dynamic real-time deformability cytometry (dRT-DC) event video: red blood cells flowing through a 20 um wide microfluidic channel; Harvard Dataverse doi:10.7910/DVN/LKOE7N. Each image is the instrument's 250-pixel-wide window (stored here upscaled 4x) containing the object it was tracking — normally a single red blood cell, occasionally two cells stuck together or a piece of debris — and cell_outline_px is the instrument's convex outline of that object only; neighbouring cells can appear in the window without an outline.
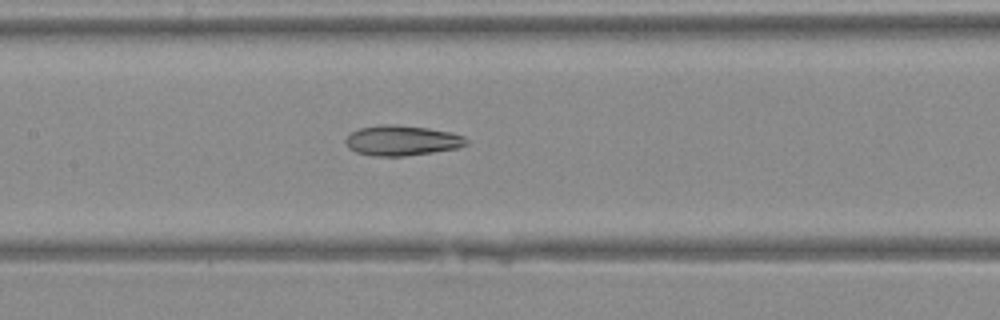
{"species": "Egyptian fruit bat (a non-hibernating species)", "species_latin": "Rousettus aegyptiacus", "temperature_condition": "warm", "stored_images_in_passage": 37, "camera_frame_rate_fps": 3000, "um_per_image_px": 0.085, "animal": {"sex": "female"}, "frame": {"image": 1, "passage_image": 20, "time_ms": 6.333, "image_size_px": [1000, 320], "cell_outline_px": [[468, 144], [456, 148], [432, 152], [404, 156], [372, 156], [356, 152], [348, 148], [344, 140], [352, 132], [360, 128], [384, 124], [396, 124], [428, 128], [448, 132], [464, 136], [468, 140]], "centroid_in_image_um": [34.14, 11.94], "position_along_channel_um": 173.3, "area_um2": 21.15}}
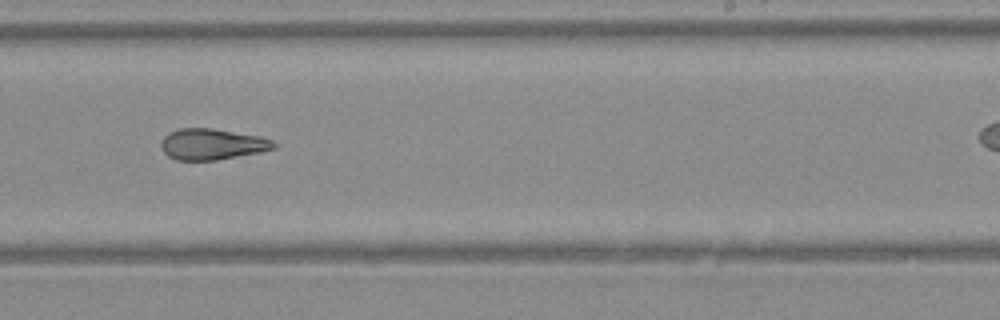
{"frame": {"image": 2, "passage_image": 26, "time_ms": 8.333, "image_size_px": [1000, 320], "cell_outline_px": [[276, 148], [260, 152], [216, 160], [176, 160], [168, 156], [164, 152], [160, 144], [164, 136], [168, 132], [180, 128], [212, 128], [260, 136], [272, 140], [276, 144]], "centroid_in_image_um": [18.02, 12.25], "position_along_channel_um": 271.0, "area_um2": 20.4}}
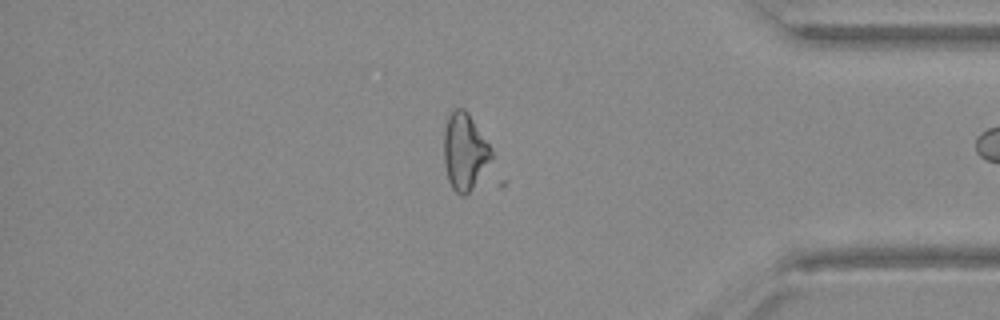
{"frame": {"image": 3, "passage_image": 35, "time_ms": 11.333, "image_size_px": [1000, 320], "cell_outline_px": [[492, 156], [472, 188], [464, 196], [460, 196], [452, 188], [448, 180], [444, 164], [444, 128], [448, 116], [456, 108], [464, 108], [468, 112], [492, 148]], "centroid_in_image_um": [39.47, 12.86], "position_along_channel_um": 395.7, "area_um2": 21.04}}